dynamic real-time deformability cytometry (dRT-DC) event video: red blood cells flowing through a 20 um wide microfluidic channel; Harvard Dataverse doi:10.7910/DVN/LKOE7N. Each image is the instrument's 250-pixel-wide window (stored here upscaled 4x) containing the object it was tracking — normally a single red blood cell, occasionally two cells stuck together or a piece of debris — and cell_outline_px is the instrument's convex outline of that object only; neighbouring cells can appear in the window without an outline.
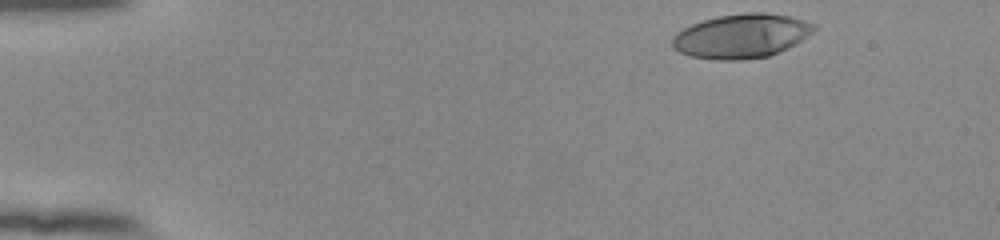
{"species": "human", "species_latin": "Homo sapiens", "temperature_condition": "room temperature", "stored_images_in_passage": 41, "camera_frame_rate_fps": 3000, "um_per_image_px": 0.085, "donor": {"sex": "female"}, "frame": {"image": 1, "passage_image": 1, "time_ms": 0.0, "image_size_px": [1000, 240], "cell_outline_px": [[816, 28], [808, 36], [796, 44], [788, 48], [768, 56], [740, 60], [716, 60], [688, 56], [672, 48], [672, 36], [676, 32], [692, 24], [716, 16], [744, 12], [768, 12], [792, 16], [816, 24]], "centroid_in_image_um": [63.02, 3.05], "position_along_channel_um": 22.0, "area_um2": 36.88}}
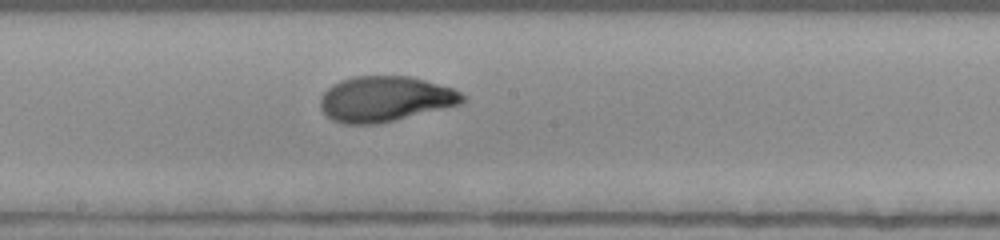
{"frame": {"image": 2, "passage_image": 24, "time_ms": 7.667, "image_size_px": [1000, 240], "cell_outline_px": [[468, 100], [464, 104], [396, 120], [376, 124], [344, 124], [332, 120], [320, 108], [320, 96], [332, 84], [340, 80], [356, 76], [408, 76], [424, 80], [452, 88], [468, 96]], "centroid_in_image_um": [32.77, 8.42], "position_along_channel_um": 215.4, "area_um2": 37.97}}
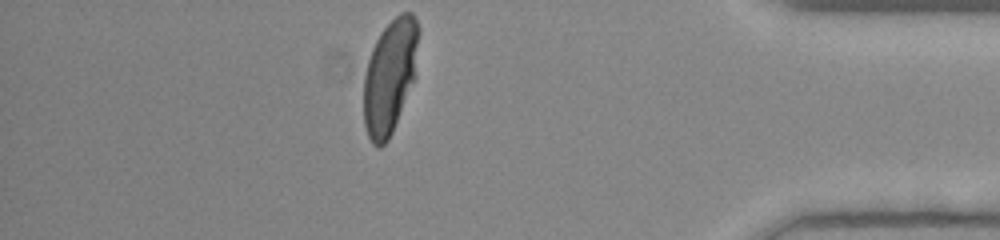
{"frame": {"image": 3, "passage_image": 41, "time_ms": 13.333, "image_size_px": [1000, 240], "cell_outline_px": [[420, 32], [416, 76], [392, 132], [388, 140], [380, 148], [376, 148], [372, 144], [368, 136], [364, 124], [364, 76], [368, 60], [372, 48], [380, 32], [400, 12], [412, 12], [420, 28]], "centroid_in_image_um": [33.16, 6.47], "position_along_channel_um": 402.0, "area_um2": 36.93}, "authors_computed_cell_mechanics": {"area_um2": 37.1076, "velocity_mm_per_s": 3.8822, "shape_relaxation_time_tau1_ms": 4.7084, "shape_relaxation_time_tau2_ms": null, "deformation_change_tau1": 0.2337, "deformation_change_tau2": null}}